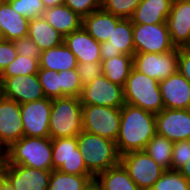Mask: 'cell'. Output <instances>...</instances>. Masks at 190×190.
<instances>
[{
    "instance_id": "cell-1",
    "label": "cell",
    "mask_w": 190,
    "mask_h": 190,
    "mask_svg": "<svg viewBox=\"0 0 190 190\" xmlns=\"http://www.w3.org/2000/svg\"><path fill=\"white\" fill-rule=\"evenodd\" d=\"M157 133L155 114L125 103L121 107V120L117 151L120 156L132 151L144 150Z\"/></svg>"
},
{
    "instance_id": "cell-2",
    "label": "cell",
    "mask_w": 190,
    "mask_h": 190,
    "mask_svg": "<svg viewBox=\"0 0 190 190\" xmlns=\"http://www.w3.org/2000/svg\"><path fill=\"white\" fill-rule=\"evenodd\" d=\"M0 158L6 164L52 171V139L50 137L23 136L5 150Z\"/></svg>"
},
{
    "instance_id": "cell-3",
    "label": "cell",
    "mask_w": 190,
    "mask_h": 190,
    "mask_svg": "<svg viewBox=\"0 0 190 190\" xmlns=\"http://www.w3.org/2000/svg\"><path fill=\"white\" fill-rule=\"evenodd\" d=\"M77 140L84 164L94 177L120 163L115 141L84 130L77 135Z\"/></svg>"
},
{
    "instance_id": "cell-4",
    "label": "cell",
    "mask_w": 190,
    "mask_h": 190,
    "mask_svg": "<svg viewBox=\"0 0 190 190\" xmlns=\"http://www.w3.org/2000/svg\"><path fill=\"white\" fill-rule=\"evenodd\" d=\"M83 131L82 104L79 97L52 99L49 121L51 139L77 137Z\"/></svg>"
},
{
    "instance_id": "cell-5",
    "label": "cell",
    "mask_w": 190,
    "mask_h": 190,
    "mask_svg": "<svg viewBox=\"0 0 190 190\" xmlns=\"http://www.w3.org/2000/svg\"><path fill=\"white\" fill-rule=\"evenodd\" d=\"M125 103L158 114L164 109L159 81L134 67L123 87Z\"/></svg>"
},
{
    "instance_id": "cell-6",
    "label": "cell",
    "mask_w": 190,
    "mask_h": 190,
    "mask_svg": "<svg viewBox=\"0 0 190 190\" xmlns=\"http://www.w3.org/2000/svg\"><path fill=\"white\" fill-rule=\"evenodd\" d=\"M121 108L100 105H82L83 130L115 141L118 138Z\"/></svg>"
},
{
    "instance_id": "cell-7",
    "label": "cell",
    "mask_w": 190,
    "mask_h": 190,
    "mask_svg": "<svg viewBox=\"0 0 190 190\" xmlns=\"http://www.w3.org/2000/svg\"><path fill=\"white\" fill-rule=\"evenodd\" d=\"M120 163L141 190H150L165 171L145 150L123 154Z\"/></svg>"
},
{
    "instance_id": "cell-8",
    "label": "cell",
    "mask_w": 190,
    "mask_h": 190,
    "mask_svg": "<svg viewBox=\"0 0 190 190\" xmlns=\"http://www.w3.org/2000/svg\"><path fill=\"white\" fill-rule=\"evenodd\" d=\"M135 53H166L175 48L166 23H133Z\"/></svg>"
},
{
    "instance_id": "cell-9",
    "label": "cell",
    "mask_w": 190,
    "mask_h": 190,
    "mask_svg": "<svg viewBox=\"0 0 190 190\" xmlns=\"http://www.w3.org/2000/svg\"><path fill=\"white\" fill-rule=\"evenodd\" d=\"M52 163L53 170L73 175H92L84 164L77 137L52 139Z\"/></svg>"
},
{
    "instance_id": "cell-10",
    "label": "cell",
    "mask_w": 190,
    "mask_h": 190,
    "mask_svg": "<svg viewBox=\"0 0 190 190\" xmlns=\"http://www.w3.org/2000/svg\"><path fill=\"white\" fill-rule=\"evenodd\" d=\"M79 98L82 105L121 108L125 104L123 87L112 83L103 74L82 86Z\"/></svg>"
},
{
    "instance_id": "cell-11",
    "label": "cell",
    "mask_w": 190,
    "mask_h": 190,
    "mask_svg": "<svg viewBox=\"0 0 190 190\" xmlns=\"http://www.w3.org/2000/svg\"><path fill=\"white\" fill-rule=\"evenodd\" d=\"M0 174L14 190H47L51 171L17 164H6L0 158Z\"/></svg>"
},
{
    "instance_id": "cell-12",
    "label": "cell",
    "mask_w": 190,
    "mask_h": 190,
    "mask_svg": "<svg viewBox=\"0 0 190 190\" xmlns=\"http://www.w3.org/2000/svg\"><path fill=\"white\" fill-rule=\"evenodd\" d=\"M179 48L166 53H135L133 67L148 77L162 81L175 73L178 68Z\"/></svg>"
},
{
    "instance_id": "cell-13",
    "label": "cell",
    "mask_w": 190,
    "mask_h": 190,
    "mask_svg": "<svg viewBox=\"0 0 190 190\" xmlns=\"http://www.w3.org/2000/svg\"><path fill=\"white\" fill-rule=\"evenodd\" d=\"M24 136L49 137L52 99L43 98L20 104Z\"/></svg>"
},
{
    "instance_id": "cell-14",
    "label": "cell",
    "mask_w": 190,
    "mask_h": 190,
    "mask_svg": "<svg viewBox=\"0 0 190 190\" xmlns=\"http://www.w3.org/2000/svg\"><path fill=\"white\" fill-rule=\"evenodd\" d=\"M23 136L20 104L0 94V155Z\"/></svg>"
},
{
    "instance_id": "cell-15",
    "label": "cell",
    "mask_w": 190,
    "mask_h": 190,
    "mask_svg": "<svg viewBox=\"0 0 190 190\" xmlns=\"http://www.w3.org/2000/svg\"><path fill=\"white\" fill-rule=\"evenodd\" d=\"M0 94L19 104L45 98L38 74L7 77L0 84Z\"/></svg>"
},
{
    "instance_id": "cell-16",
    "label": "cell",
    "mask_w": 190,
    "mask_h": 190,
    "mask_svg": "<svg viewBox=\"0 0 190 190\" xmlns=\"http://www.w3.org/2000/svg\"><path fill=\"white\" fill-rule=\"evenodd\" d=\"M157 134L172 142L190 140V109H166L155 114Z\"/></svg>"
},
{
    "instance_id": "cell-17",
    "label": "cell",
    "mask_w": 190,
    "mask_h": 190,
    "mask_svg": "<svg viewBox=\"0 0 190 190\" xmlns=\"http://www.w3.org/2000/svg\"><path fill=\"white\" fill-rule=\"evenodd\" d=\"M166 25L176 48L190 47V0H173Z\"/></svg>"
},
{
    "instance_id": "cell-18",
    "label": "cell",
    "mask_w": 190,
    "mask_h": 190,
    "mask_svg": "<svg viewBox=\"0 0 190 190\" xmlns=\"http://www.w3.org/2000/svg\"><path fill=\"white\" fill-rule=\"evenodd\" d=\"M102 60H107L122 54L133 56V23L131 19L122 18L115 27L108 41L100 43Z\"/></svg>"
},
{
    "instance_id": "cell-19",
    "label": "cell",
    "mask_w": 190,
    "mask_h": 190,
    "mask_svg": "<svg viewBox=\"0 0 190 190\" xmlns=\"http://www.w3.org/2000/svg\"><path fill=\"white\" fill-rule=\"evenodd\" d=\"M164 108L190 109V82L177 70L159 81Z\"/></svg>"
},
{
    "instance_id": "cell-20",
    "label": "cell",
    "mask_w": 190,
    "mask_h": 190,
    "mask_svg": "<svg viewBox=\"0 0 190 190\" xmlns=\"http://www.w3.org/2000/svg\"><path fill=\"white\" fill-rule=\"evenodd\" d=\"M66 46L76 56L78 63L101 62L100 43L82 26L64 37Z\"/></svg>"
},
{
    "instance_id": "cell-21",
    "label": "cell",
    "mask_w": 190,
    "mask_h": 190,
    "mask_svg": "<svg viewBox=\"0 0 190 190\" xmlns=\"http://www.w3.org/2000/svg\"><path fill=\"white\" fill-rule=\"evenodd\" d=\"M30 20L12 9L8 2H0V34L3 40L14 41L28 36Z\"/></svg>"
},
{
    "instance_id": "cell-22",
    "label": "cell",
    "mask_w": 190,
    "mask_h": 190,
    "mask_svg": "<svg viewBox=\"0 0 190 190\" xmlns=\"http://www.w3.org/2000/svg\"><path fill=\"white\" fill-rule=\"evenodd\" d=\"M122 18L104 11L102 8L82 18V27L99 43L108 41L113 27Z\"/></svg>"
},
{
    "instance_id": "cell-23",
    "label": "cell",
    "mask_w": 190,
    "mask_h": 190,
    "mask_svg": "<svg viewBox=\"0 0 190 190\" xmlns=\"http://www.w3.org/2000/svg\"><path fill=\"white\" fill-rule=\"evenodd\" d=\"M172 3L173 0H142L130 19L137 24L166 23Z\"/></svg>"
},
{
    "instance_id": "cell-24",
    "label": "cell",
    "mask_w": 190,
    "mask_h": 190,
    "mask_svg": "<svg viewBox=\"0 0 190 190\" xmlns=\"http://www.w3.org/2000/svg\"><path fill=\"white\" fill-rule=\"evenodd\" d=\"M43 17L63 37L78 30L82 26V17L65 4L45 9Z\"/></svg>"
},
{
    "instance_id": "cell-25",
    "label": "cell",
    "mask_w": 190,
    "mask_h": 190,
    "mask_svg": "<svg viewBox=\"0 0 190 190\" xmlns=\"http://www.w3.org/2000/svg\"><path fill=\"white\" fill-rule=\"evenodd\" d=\"M40 68L57 72L76 69L78 62L73 52L63 42L60 46L43 50L39 59Z\"/></svg>"
},
{
    "instance_id": "cell-26",
    "label": "cell",
    "mask_w": 190,
    "mask_h": 190,
    "mask_svg": "<svg viewBox=\"0 0 190 190\" xmlns=\"http://www.w3.org/2000/svg\"><path fill=\"white\" fill-rule=\"evenodd\" d=\"M28 37L43 51L60 46L64 37L51 26L43 16L34 18L29 22Z\"/></svg>"
},
{
    "instance_id": "cell-27",
    "label": "cell",
    "mask_w": 190,
    "mask_h": 190,
    "mask_svg": "<svg viewBox=\"0 0 190 190\" xmlns=\"http://www.w3.org/2000/svg\"><path fill=\"white\" fill-rule=\"evenodd\" d=\"M95 178L102 190H141L121 163L99 173Z\"/></svg>"
},
{
    "instance_id": "cell-28",
    "label": "cell",
    "mask_w": 190,
    "mask_h": 190,
    "mask_svg": "<svg viewBox=\"0 0 190 190\" xmlns=\"http://www.w3.org/2000/svg\"><path fill=\"white\" fill-rule=\"evenodd\" d=\"M102 74L112 83L124 87L133 68V56L122 54L107 60H101Z\"/></svg>"
},
{
    "instance_id": "cell-29",
    "label": "cell",
    "mask_w": 190,
    "mask_h": 190,
    "mask_svg": "<svg viewBox=\"0 0 190 190\" xmlns=\"http://www.w3.org/2000/svg\"><path fill=\"white\" fill-rule=\"evenodd\" d=\"M173 144L174 142L156 133L144 150L157 164L170 170Z\"/></svg>"
},
{
    "instance_id": "cell-30",
    "label": "cell",
    "mask_w": 190,
    "mask_h": 190,
    "mask_svg": "<svg viewBox=\"0 0 190 190\" xmlns=\"http://www.w3.org/2000/svg\"><path fill=\"white\" fill-rule=\"evenodd\" d=\"M93 175H73L52 170L47 190H82Z\"/></svg>"
},
{
    "instance_id": "cell-31",
    "label": "cell",
    "mask_w": 190,
    "mask_h": 190,
    "mask_svg": "<svg viewBox=\"0 0 190 190\" xmlns=\"http://www.w3.org/2000/svg\"><path fill=\"white\" fill-rule=\"evenodd\" d=\"M39 59H31L27 56L17 55L14 61L5 67L0 74V84L7 78L16 75H33L39 71Z\"/></svg>"
},
{
    "instance_id": "cell-32",
    "label": "cell",
    "mask_w": 190,
    "mask_h": 190,
    "mask_svg": "<svg viewBox=\"0 0 190 190\" xmlns=\"http://www.w3.org/2000/svg\"><path fill=\"white\" fill-rule=\"evenodd\" d=\"M150 190H190V182L176 170H165Z\"/></svg>"
},
{
    "instance_id": "cell-33",
    "label": "cell",
    "mask_w": 190,
    "mask_h": 190,
    "mask_svg": "<svg viewBox=\"0 0 190 190\" xmlns=\"http://www.w3.org/2000/svg\"><path fill=\"white\" fill-rule=\"evenodd\" d=\"M37 74L46 98L61 97V76L59 72L39 67Z\"/></svg>"
},
{
    "instance_id": "cell-34",
    "label": "cell",
    "mask_w": 190,
    "mask_h": 190,
    "mask_svg": "<svg viewBox=\"0 0 190 190\" xmlns=\"http://www.w3.org/2000/svg\"><path fill=\"white\" fill-rule=\"evenodd\" d=\"M142 0H101V8L115 16L130 19Z\"/></svg>"
},
{
    "instance_id": "cell-35",
    "label": "cell",
    "mask_w": 190,
    "mask_h": 190,
    "mask_svg": "<svg viewBox=\"0 0 190 190\" xmlns=\"http://www.w3.org/2000/svg\"><path fill=\"white\" fill-rule=\"evenodd\" d=\"M61 76V97H80L82 84L77 69L59 72Z\"/></svg>"
},
{
    "instance_id": "cell-36",
    "label": "cell",
    "mask_w": 190,
    "mask_h": 190,
    "mask_svg": "<svg viewBox=\"0 0 190 190\" xmlns=\"http://www.w3.org/2000/svg\"><path fill=\"white\" fill-rule=\"evenodd\" d=\"M8 3L12 9L29 20L43 16L45 10L42 0H12Z\"/></svg>"
},
{
    "instance_id": "cell-37",
    "label": "cell",
    "mask_w": 190,
    "mask_h": 190,
    "mask_svg": "<svg viewBox=\"0 0 190 190\" xmlns=\"http://www.w3.org/2000/svg\"><path fill=\"white\" fill-rule=\"evenodd\" d=\"M190 160V140L174 142L171 160V170L178 171Z\"/></svg>"
},
{
    "instance_id": "cell-38",
    "label": "cell",
    "mask_w": 190,
    "mask_h": 190,
    "mask_svg": "<svg viewBox=\"0 0 190 190\" xmlns=\"http://www.w3.org/2000/svg\"><path fill=\"white\" fill-rule=\"evenodd\" d=\"M76 69L82 86L91 83L98 76L102 75L101 62L78 63Z\"/></svg>"
},
{
    "instance_id": "cell-39",
    "label": "cell",
    "mask_w": 190,
    "mask_h": 190,
    "mask_svg": "<svg viewBox=\"0 0 190 190\" xmlns=\"http://www.w3.org/2000/svg\"><path fill=\"white\" fill-rule=\"evenodd\" d=\"M65 5L83 18L101 9V0H65Z\"/></svg>"
},
{
    "instance_id": "cell-40",
    "label": "cell",
    "mask_w": 190,
    "mask_h": 190,
    "mask_svg": "<svg viewBox=\"0 0 190 190\" xmlns=\"http://www.w3.org/2000/svg\"><path fill=\"white\" fill-rule=\"evenodd\" d=\"M17 54L27 56L31 59H40L42 50L28 36L13 41Z\"/></svg>"
},
{
    "instance_id": "cell-41",
    "label": "cell",
    "mask_w": 190,
    "mask_h": 190,
    "mask_svg": "<svg viewBox=\"0 0 190 190\" xmlns=\"http://www.w3.org/2000/svg\"><path fill=\"white\" fill-rule=\"evenodd\" d=\"M17 55L13 41L3 39L0 41V74L6 66L14 61Z\"/></svg>"
},
{
    "instance_id": "cell-42",
    "label": "cell",
    "mask_w": 190,
    "mask_h": 190,
    "mask_svg": "<svg viewBox=\"0 0 190 190\" xmlns=\"http://www.w3.org/2000/svg\"><path fill=\"white\" fill-rule=\"evenodd\" d=\"M177 70L190 82V47L179 48Z\"/></svg>"
},
{
    "instance_id": "cell-43",
    "label": "cell",
    "mask_w": 190,
    "mask_h": 190,
    "mask_svg": "<svg viewBox=\"0 0 190 190\" xmlns=\"http://www.w3.org/2000/svg\"><path fill=\"white\" fill-rule=\"evenodd\" d=\"M82 190H102V188L99 181L94 177L85 184Z\"/></svg>"
},
{
    "instance_id": "cell-44",
    "label": "cell",
    "mask_w": 190,
    "mask_h": 190,
    "mask_svg": "<svg viewBox=\"0 0 190 190\" xmlns=\"http://www.w3.org/2000/svg\"><path fill=\"white\" fill-rule=\"evenodd\" d=\"M178 171L190 182V160L185 165H183Z\"/></svg>"
},
{
    "instance_id": "cell-45",
    "label": "cell",
    "mask_w": 190,
    "mask_h": 190,
    "mask_svg": "<svg viewBox=\"0 0 190 190\" xmlns=\"http://www.w3.org/2000/svg\"><path fill=\"white\" fill-rule=\"evenodd\" d=\"M45 9L65 4V0H42Z\"/></svg>"
},
{
    "instance_id": "cell-46",
    "label": "cell",
    "mask_w": 190,
    "mask_h": 190,
    "mask_svg": "<svg viewBox=\"0 0 190 190\" xmlns=\"http://www.w3.org/2000/svg\"><path fill=\"white\" fill-rule=\"evenodd\" d=\"M0 190H14L12 185L0 174Z\"/></svg>"
},
{
    "instance_id": "cell-47",
    "label": "cell",
    "mask_w": 190,
    "mask_h": 190,
    "mask_svg": "<svg viewBox=\"0 0 190 190\" xmlns=\"http://www.w3.org/2000/svg\"><path fill=\"white\" fill-rule=\"evenodd\" d=\"M12 0H0V2H11Z\"/></svg>"
}]
</instances>
